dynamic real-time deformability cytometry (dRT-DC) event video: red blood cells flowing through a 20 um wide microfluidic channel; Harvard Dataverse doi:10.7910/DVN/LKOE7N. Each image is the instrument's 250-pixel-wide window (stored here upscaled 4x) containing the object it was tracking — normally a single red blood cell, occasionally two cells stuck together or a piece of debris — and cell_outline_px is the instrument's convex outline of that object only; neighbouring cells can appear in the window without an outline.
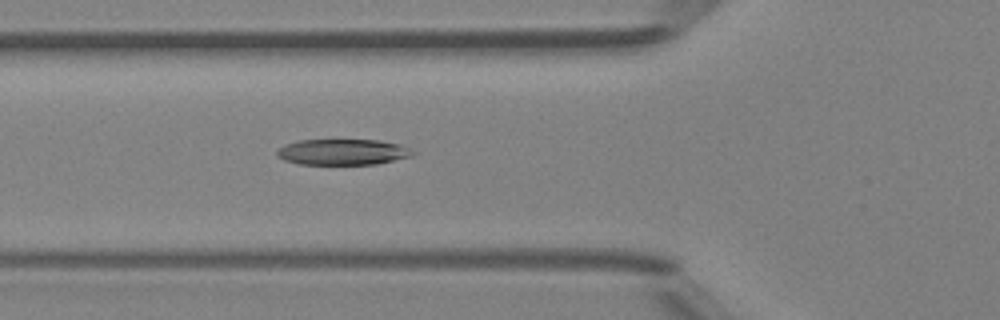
{"species": "Egyptian fruit bat (a non-hibernating species)", "species_latin": "Rousettus aegyptiacus", "temperature_condition": "room temperature", "stored_images_in_passage": 42, "camera_frame_rate_fps": 3000, "um_per_image_px": 0.085, "animal": {"sex": "female"}, "frame": {"image": 1, "passage_image": 11, "time_ms": 3.333, "image_size_px": [1000, 320], "cell_outline_px": [[416, 152], [412, 156], [376, 164], [300, 164], [284, 160], [276, 156], [276, 152], [284, 144], [300, 140], [380, 140], [400, 144]], "centroid_in_image_um": [29.13, 12.92], "position_along_channel_um": 96.7, "area_um2": 20.46}}
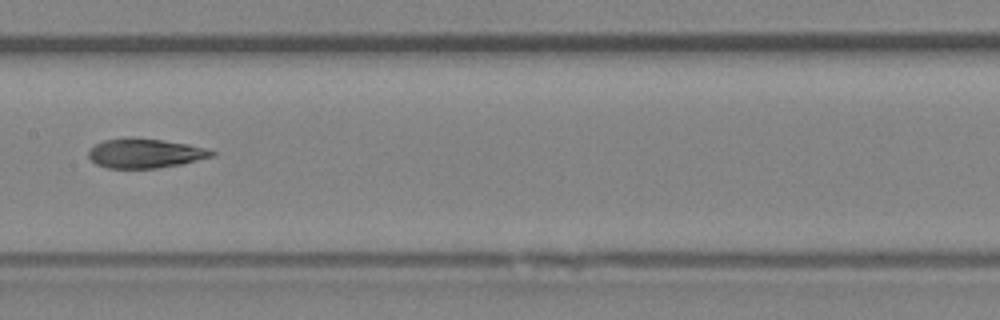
{"frame": {"image": 2, "passage_image": 18, "time_ms": 5.667, "image_size_px": [1000, 320], "cell_outline_px": [[216, 152], [212, 156], [180, 164], [156, 168], [108, 168], [96, 164], [88, 156], [88, 152], [96, 144], [104, 140], [164, 140], [188, 144], [204, 148]], "centroid_in_image_um": [12.34, 13.06], "position_along_channel_um": 195.1, "area_um2": 20.17}}
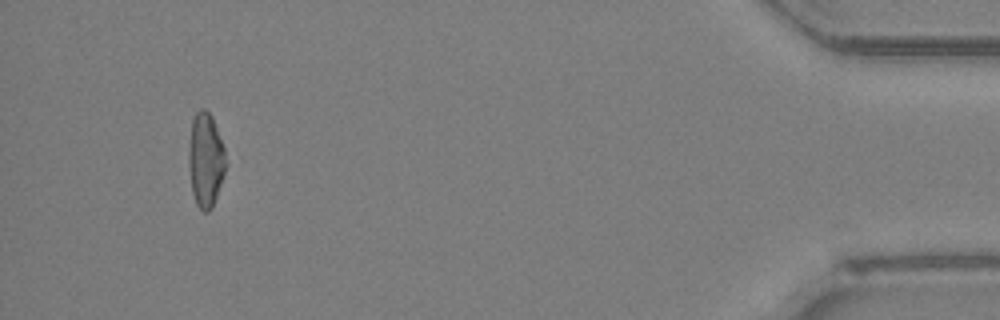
{"frame": {"image": 3, "passage_image": 39, "time_ms": 12.667, "image_size_px": [1000, 320], "cell_outline_px": [[224, 172], [212, 208], [208, 212], [204, 212], [196, 204], [192, 192], [188, 164], [188, 152], [192, 120], [196, 112], [200, 108], [204, 108], [212, 116], [224, 148]], "centroid_in_image_um": [17.44, 13.58], "position_along_channel_um": 417.8, "area_um2": 20.06}, "authors_computed_cell_mechanics": {"area_um2": 21.1259, "velocity_mm_per_s": 4.2366, "shape_relaxation_time_tau1_ms": 5.4302, "shape_relaxation_time_tau2_ms": 3.0343, "deformation_change_tau1": 0.1728, "deformation_change_tau2": 0.137}}